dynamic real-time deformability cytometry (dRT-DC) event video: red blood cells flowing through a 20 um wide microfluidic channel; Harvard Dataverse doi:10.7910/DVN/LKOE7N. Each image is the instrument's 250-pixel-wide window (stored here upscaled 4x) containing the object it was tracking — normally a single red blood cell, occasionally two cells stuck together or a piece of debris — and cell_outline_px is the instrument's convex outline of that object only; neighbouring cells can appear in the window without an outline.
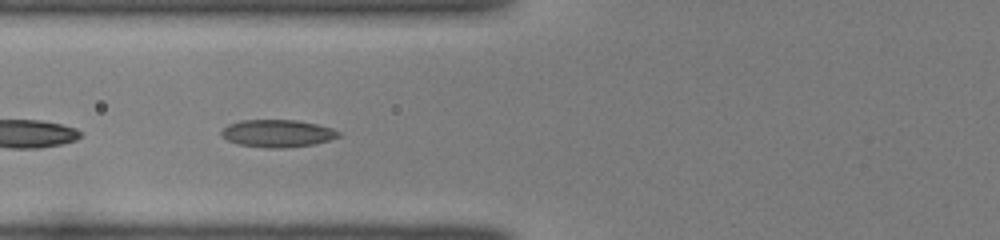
{"species": "common noctule bat (a hibernating species)", "species_latin": "Nyctalus noctula", "temperature_condition": "room temperature", "stored_images_in_passage": 23, "camera_frame_rate_fps": 3000, "um_per_image_px": 0.085, "animal": {"sex": "female", "body_mass_g": 22.0, "forearm_length_mm": 56.7}, "frame": {"image": 1, "passage_image": 7, "time_ms": 2.0, "image_size_px": [1000, 240], "cell_outline_px": [[340, 136], [328, 140], [312, 144], [284, 148], [264, 148], [236, 144], [220, 136], [220, 132], [228, 124], [240, 120], [296, 120], [316, 124], [332, 128], [340, 132]], "centroid_in_image_um": [23.53, 11.34], "position_along_channel_um": 102.3, "area_um2": 18.79}}
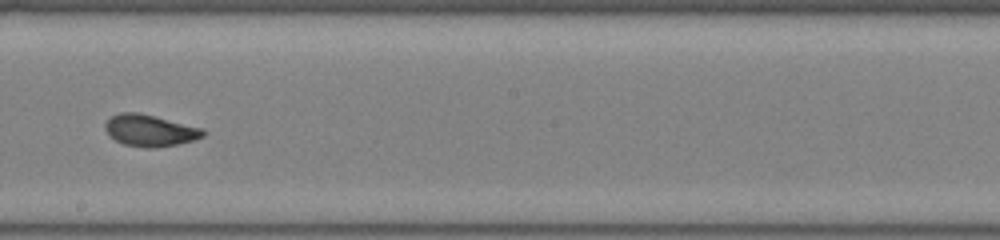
{"frame": {"image": 2, "passage_image": 17, "time_ms": 5.333, "image_size_px": [1000, 240], "cell_outline_px": [[208, 132], [204, 136], [196, 140], [156, 148], [148, 148], [124, 144], [108, 136], [104, 128], [104, 124], [112, 116], [120, 112], [136, 112], [204, 128]], "centroid_in_image_um": [12.77, 11.1], "position_along_channel_um": 235.4, "area_um2": 18.15}}
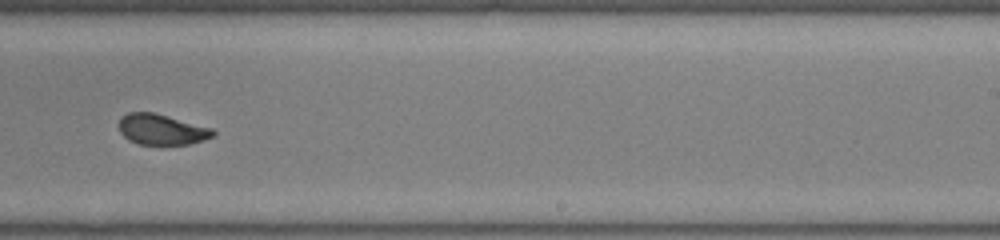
{"frame": {"image": 3, "passage_image": 20, "time_ms": 6.333, "image_size_px": [1000, 240], "cell_outline_px": [[216, 132], [212, 136], [204, 140], [188, 144], [140, 144], [128, 140], [120, 132], [120, 116], [128, 112], [156, 112], [212, 128]], "centroid_in_image_um": [13.73, 10.99], "position_along_channel_um": 275.3, "area_um2": 16.82}}